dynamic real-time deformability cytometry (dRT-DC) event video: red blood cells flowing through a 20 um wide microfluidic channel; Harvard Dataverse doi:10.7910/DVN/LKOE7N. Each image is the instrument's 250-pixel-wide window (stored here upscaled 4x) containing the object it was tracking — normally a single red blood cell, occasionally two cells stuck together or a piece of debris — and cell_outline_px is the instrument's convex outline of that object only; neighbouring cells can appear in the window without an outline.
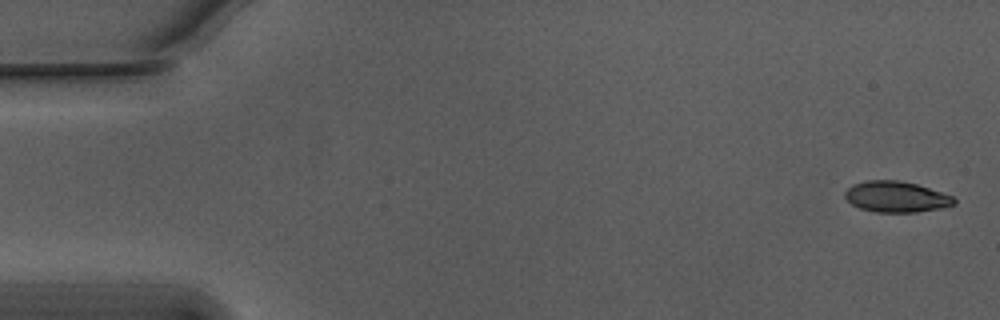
{"species": "Egyptian fruit bat (a non-hibernating species)", "species_latin": "Rousettus aegyptiacus", "temperature_condition": "warm", "stored_images_in_passage": 54, "camera_frame_rate_fps": 3000, "um_per_image_px": 0.085, "animal": {"sex": "male"}, "frame": {"image": 1, "passage_image": 1, "time_ms": 0.0, "image_size_px": [1000, 320], "cell_outline_px": [[956, 204], [940, 208], [916, 212], [876, 212], [860, 208], [852, 204], [844, 196], [844, 192], [852, 184], [868, 180], [900, 180], [916, 184], [952, 196], [956, 200]], "centroid_in_image_um": [76.15, 16.72], "position_along_channel_um": 8.8, "area_um2": 19.54}}
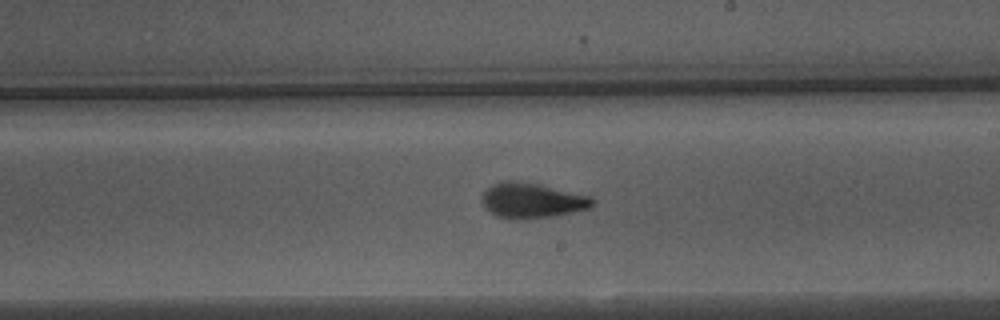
{"frame": {"image": 2, "passage_image": 31, "time_ms": 10.0, "image_size_px": [1000, 320], "cell_outline_px": [[596, 200], [588, 208], [552, 216], [508, 220], [496, 216], [484, 204], [484, 192], [492, 184], [500, 180], [516, 180], [536, 184], [588, 196]], "centroid_in_image_um": [45.18, 17.04], "position_along_channel_um": 243.8, "area_um2": 22.02}}
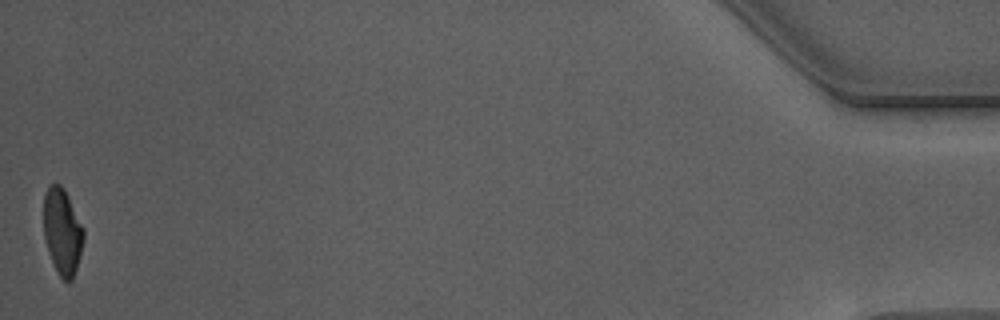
{"frame": {"image": 3, "passage_image": 54, "time_ms": 17.667, "image_size_px": [1000, 320], "cell_outline_px": [[84, 240], [76, 268], [72, 280], [68, 284], [56, 272], [48, 252], [44, 236], [44, 196], [48, 188], [52, 184], [60, 184], [64, 188], [84, 228]], "centroid_in_image_um": [5.3, 19.71], "position_along_channel_um": 429.9, "area_um2": 20.06}, "authors_computed_cell_mechanics": {"area_um2": 21.2993, "velocity_mm_per_s": 3.7597, "shape_relaxation_time_tau1_ms": 4.7292, "shape_relaxation_time_tau2_ms": 1.653, "deformation_change_tau1": 0.1812, "deformation_change_tau2": 0.0785}}